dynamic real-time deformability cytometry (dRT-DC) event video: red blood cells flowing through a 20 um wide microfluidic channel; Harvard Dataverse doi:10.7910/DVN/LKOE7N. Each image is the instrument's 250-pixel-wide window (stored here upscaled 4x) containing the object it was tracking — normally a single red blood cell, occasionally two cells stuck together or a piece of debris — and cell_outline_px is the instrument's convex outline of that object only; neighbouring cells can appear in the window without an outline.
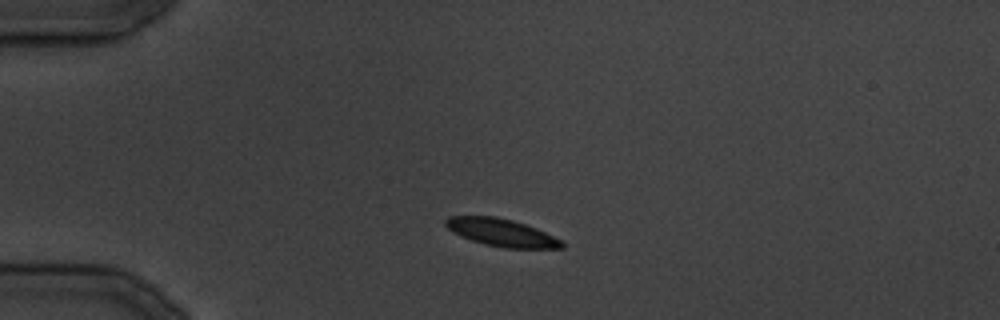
{"species": "common noctule bat (a hibernating species)", "species_latin": "Nyctalus noctula", "temperature_condition": "cold", "stored_images_in_passage": 27, "camera_frame_rate_fps": 3000, "um_per_image_px": 0.085, "animal": {"sex": "male", "body_mass_g": 19.5, "forearm_length_mm": 54.6}, "frame": {"image": 1, "passage_image": 1, "time_ms": 0.0, "image_size_px": [1000, 320], "cell_outline_px": [[564, 248], [504, 248], [484, 244], [460, 236], [452, 232], [444, 224], [444, 220], [448, 216], [496, 216], [512, 220], [536, 228], [560, 240], [564, 244]], "centroid_in_image_um": [42.58, 19.76], "position_along_channel_um": 42.4, "area_um2": 18.55}}
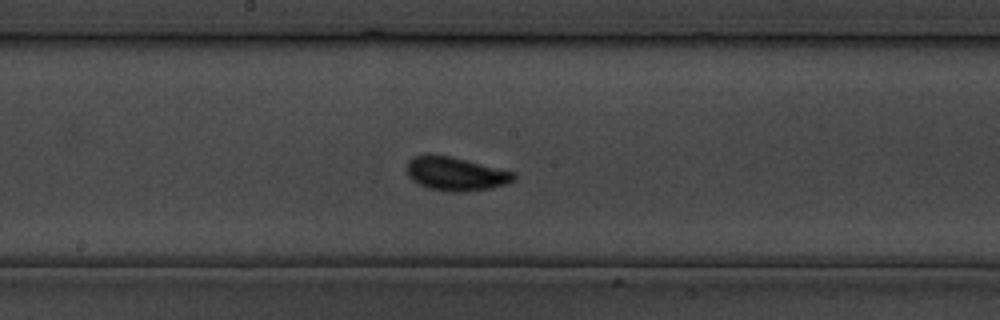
{"frame": {"image": 2, "passage_image": 11, "time_ms": 12.667, "image_size_px": [1000, 320], "cell_outline_px": [[516, 180], [492, 188], [464, 192], [448, 192], [428, 188], [412, 180], [408, 176], [408, 160], [412, 156], [424, 152], [448, 156], [516, 172]], "centroid_in_image_um": [38.72, 14.76], "position_along_channel_um": 209.5, "area_um2": 21.21}}
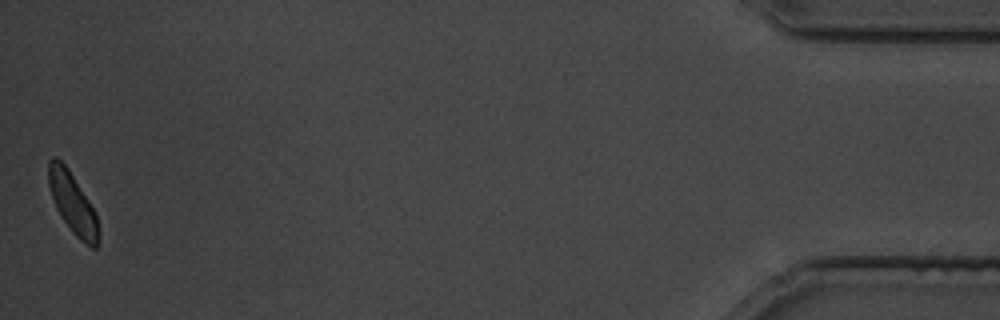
{"frame": {"image": 3, "passage_image": 27, "time_ms": 32.0, "image_size_px": [1000, 320], "cell_outline_px": [[100, 236], [96, 248], [92, 248], [80, 240], [72, 232], [60, 216], [56, 208], [48, 184], [48, 160], [52, 156], [56, 156], [68, 168], [92, 208], [96, 216]], "centroid_in_image_um": [6.15, 17.28], "position_along_channel_um": 429.0, "area_um2": 17.46}}